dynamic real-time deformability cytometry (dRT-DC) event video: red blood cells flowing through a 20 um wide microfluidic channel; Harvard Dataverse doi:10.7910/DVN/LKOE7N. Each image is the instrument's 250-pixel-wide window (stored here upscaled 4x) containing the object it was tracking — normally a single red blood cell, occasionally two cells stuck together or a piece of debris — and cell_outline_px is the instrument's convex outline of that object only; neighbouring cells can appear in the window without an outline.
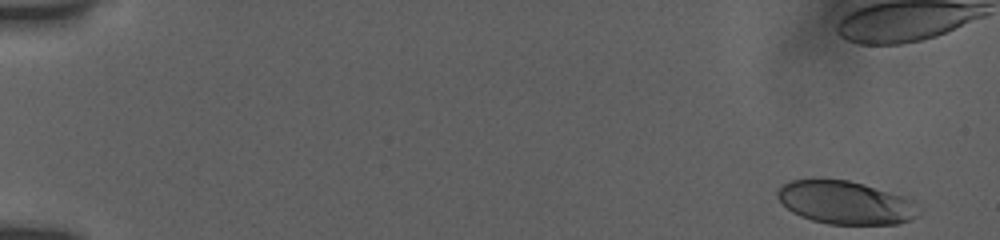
{"species": "human", "species_latin": "Homo sapiens", "temperature_condition": "room temperature", "stored_images_in_passage": 35, "camera_frame_rate_fps": 3000, "um_per_image_px": 0.085, "donor": {"sex": "female"}, "frame": {"image": 1, "passage_image": 1, "time_ms": 0.0, "image_size_px": [1000, 240], "cell_outline_px": [[916, 216], [912, 220], [896, 224], [828, 224], [812, 220], [800, 216], [792, 212], [776, 196], [776, 192], [784, 184], [792, 180], [848, 180], [864, 184], [912, 200]], "centroid_in_image_um": [71.81, 17.23], "position_along_channel_um": 13.2, "area_um2": 34.68}}
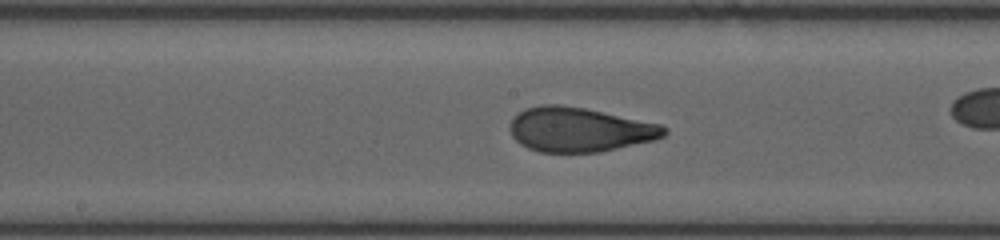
{"frame": {"image": 2, "passage_image": 26, "time_ms": 9.0, "image_size_px": [1000, 240], "cell_outline_px": [[668, 132], [664, 136], [656, 140], [600, 152], [540, 152], [528, 148], [520, 144], [512, 136], [508, 128], [512, 120], [524, 108], [544, 104], [556, 104], [584, 108], [660, 124], [668, 128]], "centroid_in_image_um": [49.26, 11.02], "position_along_channel_um": 198.9, "area_um2": 39.94}}
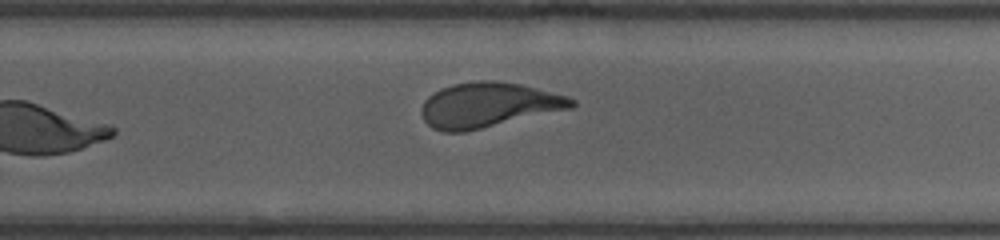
{"frame": {"image": 3, "passage_image": 35, "time_ms": 12.333, "image_size_px": [1000, 240], "cell_outline_px": [[576, 104], [572, 108], [464, 132], [444, 132], [432, 128], [424, 120], [420, 112], [420, 108], [424, 100], [428, 96], [440, 88], [452, 84], [476, 80], [496, 80], [520, 84], [568, 96], [576, 100]], "centroid_in_image_um": [41.48, 8.91], "position_along_channel_um": 288.3, "area_um2": 39.42}}